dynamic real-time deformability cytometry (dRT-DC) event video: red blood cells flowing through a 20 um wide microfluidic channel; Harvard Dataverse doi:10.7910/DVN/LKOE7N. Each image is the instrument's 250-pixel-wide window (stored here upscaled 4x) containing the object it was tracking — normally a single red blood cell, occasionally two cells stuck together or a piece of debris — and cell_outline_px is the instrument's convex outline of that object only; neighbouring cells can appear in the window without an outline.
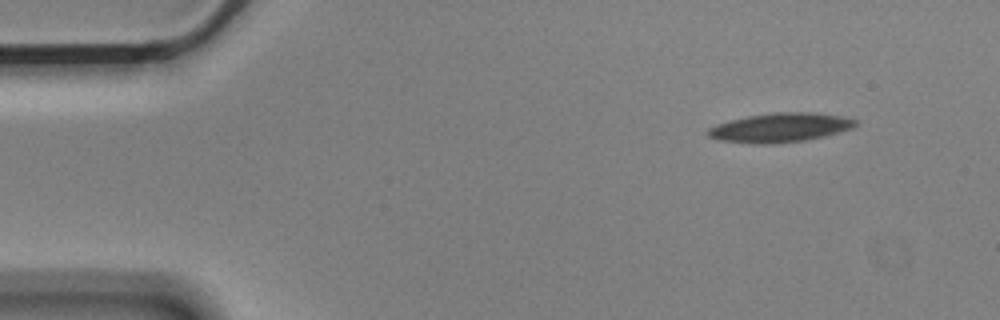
{"species": "Egyptian fruit bat (a non-hibernating species)", "species_latin": "Rousettus aegyptiacus", "temperature_condition": "cold", "stored_images_in_passage": 5, "camera_frame_rate_fps": 3000, "um_per_image_px": 0.085, "animal": {"sex": "male"}, "frame": {"image": 1, "passage_image": 1, "time_ms": 0.0, "image_size_px": [1000, 320], "cell_outline_px": [[856, 124], [852, 128], [824, 136], [804, 140], [768, 144], [752, 144], [720, 140], [708, 136], [708, 128], [716, 124], [748, 116], [776, 112], [812, 112], [840, 116], [856, 120]], "centroid_in_image_um": [66.29, 10.85], "position_along_channel_um": 18.7, "area_um2": 24.74}}
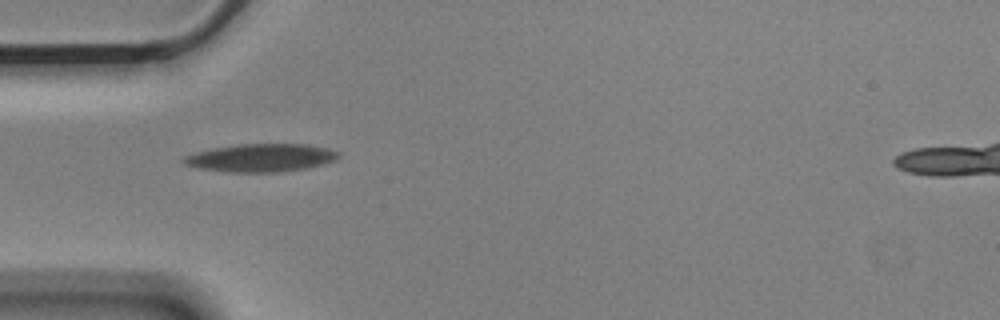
{"frame": {"image": 2, "passage_image": 4, "time_ms": 1.0, "image_size_px": [1000, 320], "cell_outline_px": [[340, 156], [336, 160], [324, 164], [308, 168], [276, 172], [224, 172], [200, 168], [184, 164], [180, 160], [184, 156], [196, 152], [216, 148], [240, 144], [308, 144], [328, 148], [340, 152]], "centroid_in_image_um": [22.22, 13.41], "position_along_channel_um": 62.8, "area_um2": 25.32}}
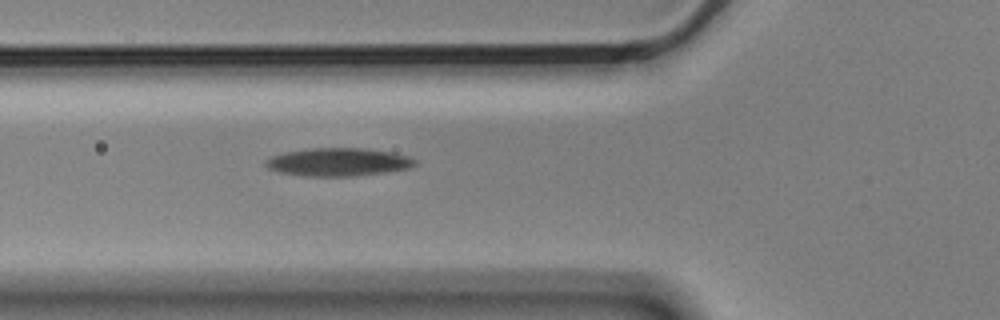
{"frame": {"image": 3, "passage_image": 5, "time_ms": 1.333, "image_size_px": [1000, 320], "cell_outline_px": [[416, 164], [408, 168], [384, 172], [352, 176], [304, 176], [280, 172], [268, 168], [264, 164], [264, 160], [268, 156], [284, 152], [312, 148], [368, 148], [392, 152], [408, 156], [416, 160]], "centroid_in_image_um": [28.7, 13.76], "position_along_channel_um": 97.1, "area_um2": 24.51}}